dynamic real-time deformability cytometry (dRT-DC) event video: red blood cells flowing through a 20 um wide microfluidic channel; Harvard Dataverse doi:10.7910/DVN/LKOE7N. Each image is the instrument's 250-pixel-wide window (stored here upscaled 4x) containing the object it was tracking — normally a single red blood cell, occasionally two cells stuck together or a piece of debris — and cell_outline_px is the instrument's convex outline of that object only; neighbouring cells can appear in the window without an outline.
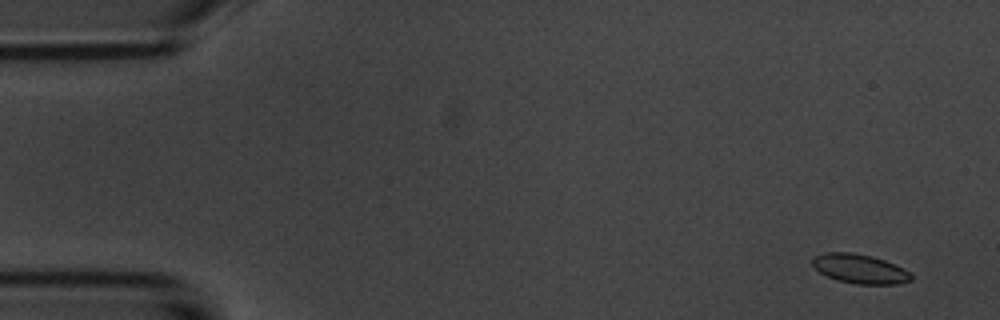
{"species": "common noctule bat (a hibernating species)", "species_latin": "Nyctalus noctula", "temperature_condition": "room temperature", "stored_images_in_passage": 6, "camera_frame_rate_fps": 3000, "um_per_image_px": 0.085, "animal": {"sex": "male", "body_mass_g": 20.1, "forearm_length_mm": 53.5}, "frame": {"image": 1, "passage_image": 2, "time_ms": 1.0, "image_size_px": [1000, 320], "cell_outline_px": [[912, 280], [896, 284], [856, 284], [836, 280], [820, 272], [812, 264], [812, 256], [824, 252], [852, 252], [872, 256], [884, 260], [904, 268], [912, 276]], "centroid_in_image_um": [73.06, 22.84], "position_along_channel_um": 11.9, "area_um2": 16.88}}
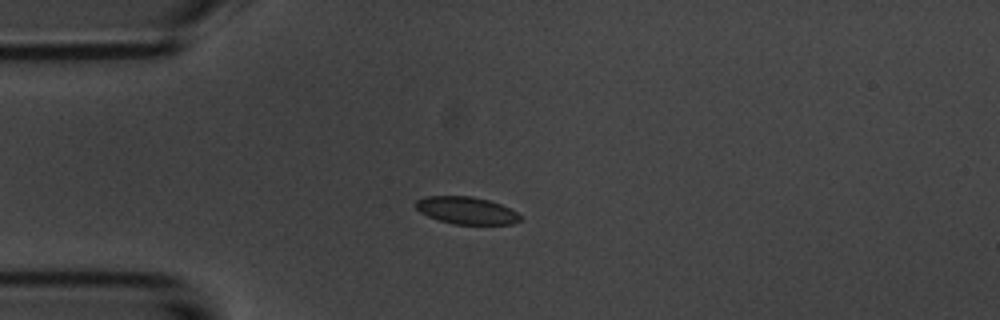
{"frame": {"image": 2, "passage_image": 5, "time_ms": 4.667, "image_size_px": [1000, 320], "cell_outline_px": [[520, 220], [512, 224], [452, 224], [428, 216], [420, 212], [416, 208], [416, 200], [424, 196], [472, 196], [488, 200], [500, 204], [516, 212], [520, 216]], "centroid_in_image_um": [39.61, 17.88], "position_along_channel_um": 45.4, "area_um2": 16.47}}